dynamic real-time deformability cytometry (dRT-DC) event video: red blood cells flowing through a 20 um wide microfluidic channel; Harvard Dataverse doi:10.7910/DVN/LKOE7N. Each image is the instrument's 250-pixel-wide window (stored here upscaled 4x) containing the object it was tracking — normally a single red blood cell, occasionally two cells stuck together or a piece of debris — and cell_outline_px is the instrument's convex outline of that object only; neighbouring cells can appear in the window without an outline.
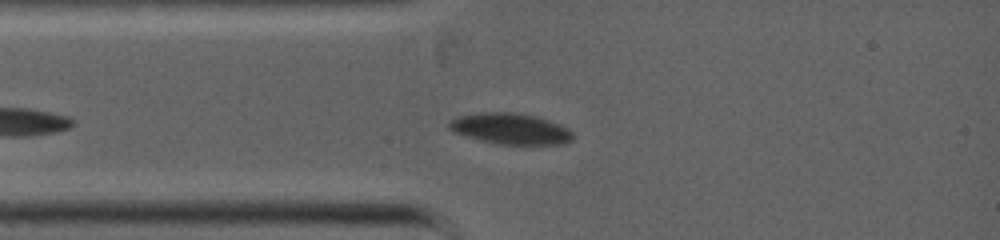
{"species": "common noctule bat (a hibernating species)", "species_latin": "Nyctalus noctula", "temperature_condition": "warm", "stored_images_in_passage": 32, "camera_frame_rate_fps": 5000, "um_per_image_px": 0.085, "animal": {"sex": "female", "body_mass_g": 19.0, "forearm_length_mm": 53.3}, "frame": {"image": 1, "passage_image": 4, "time_ms": 1.6, "image_size_px": [1000, 240], "cell_outline_px": [[572, 140], [564, 144], [500, 144], [480, 140], [456, 132], [448, 128], [448, 124], [452, 120], [460, 116], [480, 112], [512, 112], [536, 116], [560, 124], [568, 128], [572, 132]], "centroid_in_image_um": [43.43, 10.94], "position_along_channel_um": 41.6, "area_um2": 22.08}}
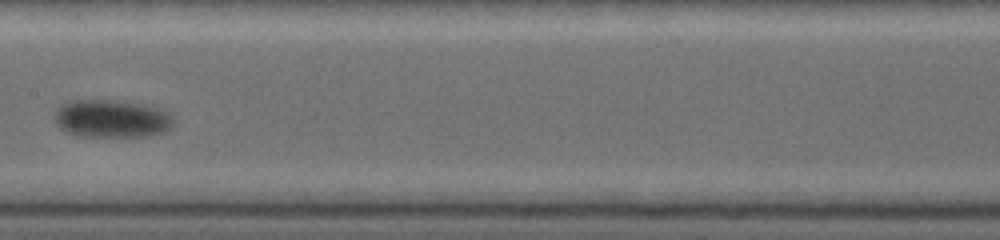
{"frame": {"image": 2, "passage_image": 10, "time_ms": 5.2, "image_size_px": [1000, 240], "cell_outline_px": [[172, 124], [168, 128], [160, 132], [148, 136], [80, 136], [68, 132], [60, 128], [56, 124], [52, 116], [52, 112], [60, 104], [72, 100], [112, 100], [136, 104], [168, 112], [172, 116]], "centroid_in_image_um": [9.36, 10.08], "position_along_channel_um": 198.0, "area_um2": 25.89}}
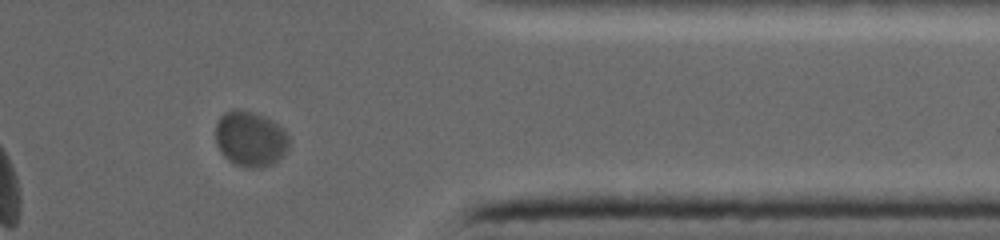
{"frame": {"image": 3, "passage_image": 22, "time_ms": 9.8, "image_size_px": [1000, 240], "cell_outline_px": [[288, 148], [284, 156], [272, 164], [260, 168], [248, 168], [236, 164], [228, 160], [220, 152], [216, 144], [216, 124], [220, 116], [224, 112], [232, 108], [240, 108], [264, 116], [272, 120], [284, 128], [288, 132]], "centroid_in_image_um": [21.28, 11.79], "position_along_channel_um": 390.1, "area_um2": 24.16}}